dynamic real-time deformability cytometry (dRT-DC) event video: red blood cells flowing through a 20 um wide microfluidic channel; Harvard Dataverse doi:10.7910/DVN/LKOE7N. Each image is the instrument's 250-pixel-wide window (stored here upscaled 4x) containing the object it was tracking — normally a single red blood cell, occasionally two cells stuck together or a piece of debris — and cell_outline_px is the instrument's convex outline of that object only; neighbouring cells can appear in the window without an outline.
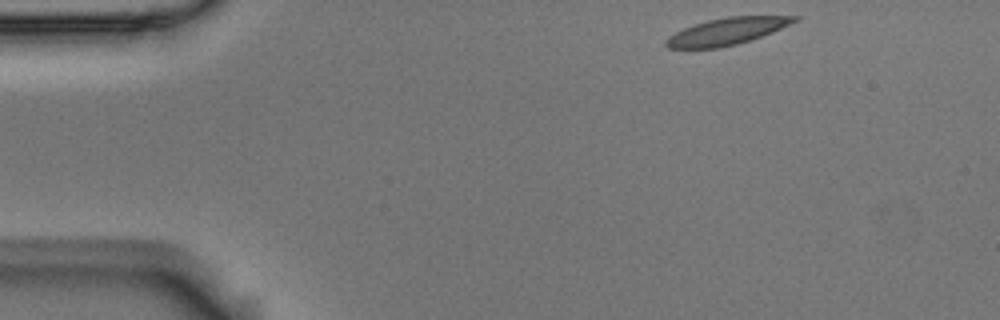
{"species": "Egyptian fruit bat (a non-hibernating species)", "species_latin": "Rousettus aegyptiacus", "temperature_condition": "room temperature", "stored_images_in_passage": 11, "camera_frame_rate_fps": 3000, "um_per_image_px": 0.085, "animal": {"sex": "male"}, "frame": {"image": 1, "passage_image": 1, "time_ms": 0.0, "image_size_px": [1000, 320], "cell_outline_px": [[800, 20], [772, 32], [752, 40], [720, 48], [668, 48], [664, 44], [664, 40], [668, 36], [684, 28], [708, 20], [728, 16], [800, 16]], "centroid_in_image_um": [61.8, 2.66], "position_along_channel_um": 23.2, "area_um2": 20.11}}
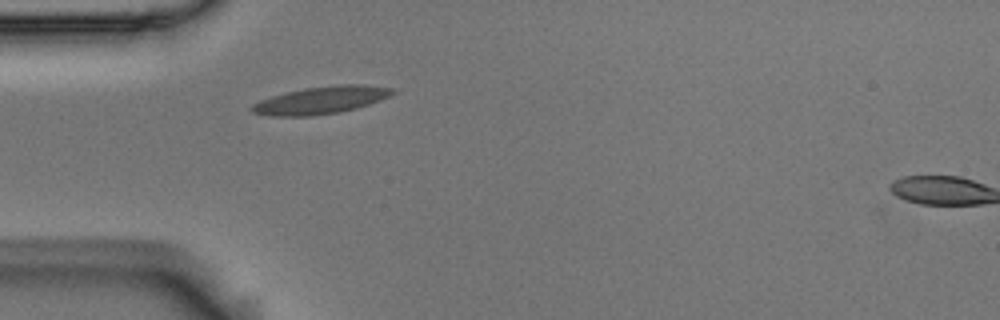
{"frame": {"image": 2, "passage_image": 10, "time_ms": 3.0, "image_size_px": [1000, 320], "cell_outline_px": [[396, 92], [380, 100], [356, 108], [336, 112], [308, 116], [272, 116], [252, 112], [248, 108], [252, 104], [260, 100], [284, 92], [304, 88], [340, 84], [364, 84], [392, 88]], "centroid_in_image_um": [27.25, 8.5], "position_along_channel_um": 57.8, "area_um2": 22.37}}